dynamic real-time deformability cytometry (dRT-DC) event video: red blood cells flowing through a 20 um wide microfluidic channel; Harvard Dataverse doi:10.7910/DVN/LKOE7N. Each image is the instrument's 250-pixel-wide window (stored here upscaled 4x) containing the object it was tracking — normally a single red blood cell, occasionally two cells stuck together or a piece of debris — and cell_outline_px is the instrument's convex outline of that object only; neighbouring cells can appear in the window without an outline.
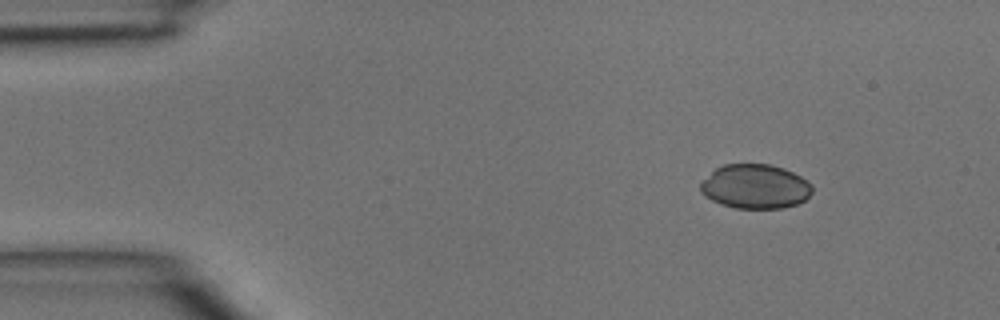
{"species": "common noctule bat (a hibernating species)", "species_latin": "Nyctalus noctula", "temperature_condition": "room temperature", "stored_images_in_passage": 3, "camera_frame_rate_fps": 3000, "um_per_image_px": 0.085, "animal": {"sex": "male", "body_mass_g": 15.6}, "frame": {"image": 1, "passage_image": 1, "time_ms": 0.0, "image_size_px": [1000, 320], "cell_outline_px": [[812, 192], [804, 200], [796, 204], [784, 208], [736, 208], [720, 204], [704, 196], [700, 192], [700, 184], [716, 168], [724, 164], [768, 164], [784, 168], [800, 176], [812, 184]], "centroid_in_image_um": [64.19, 15.86], "position_along_channel_um": 20.8, "area_um2": 28.78}}
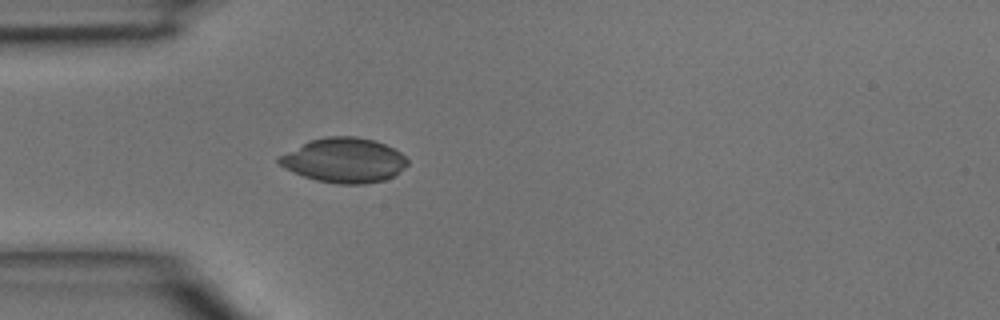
{"frame": {"image": 2, "passage_image": 3, "time_ms": 0.667, "image_size_px": [1000, 320], "cell_outline_px": [[408, 164], [404, 168], [392, 176], [384, 180], [364, 184], [336, 184], [316, 180], [304, 176], [284, 168], [276, 160], [276, 156], [308, 140], [324, 136], [356, 136], [372, 140], [384, 144], [400, 152], [408, 160]], "centroid_in_image_um": [29.19, 13.61], "position_along_channel_um": 55.8, "area_um2": 33.58}}